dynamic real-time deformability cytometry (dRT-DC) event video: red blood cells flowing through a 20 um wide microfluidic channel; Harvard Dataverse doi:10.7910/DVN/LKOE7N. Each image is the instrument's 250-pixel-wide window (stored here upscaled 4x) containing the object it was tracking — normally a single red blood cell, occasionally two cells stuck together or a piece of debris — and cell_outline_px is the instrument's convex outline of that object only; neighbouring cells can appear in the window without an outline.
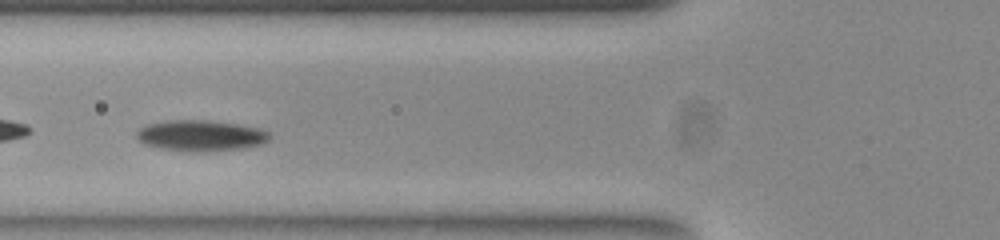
{"species": "common noctule bat (a hibernating species)", "species_latin": "Nyctalus noctula", "temperature_condition": "room temperature", "stored_images_in_passage": 33, "camera_frame_rate_fps": 3000, "um_per_image_px": 0.085, "animal": {"sex": "female", "body_mass_g": 23.0, "forearm_length_mm": 53.4}, "frame": {"image": 1, "passage_image": 6, "time_ms": 1.667, "image_size_px": [1000, 240], "cell_outline_px": [[268, 140], [260, 144], [244, 148], [208, 152], [180, 152], [144, 144], [136, 136], [136, 132], [140, 128], [148, 124], [168, 120], [208, 120], [236, 124], [260, 128], [268, 132]], "centroid_in_image_um": [17.03, 11.54], "position_along_channel_um": 108.8, "area_um2": 24.04}, "authors_computed_cell_mechanics": {"area_um2": 23.1778, "velocity_mm_per_s": 3.7613, "shape_relaxation_time_tau1_ms": 2.9526, "shape_relaxation_time_tau2_ms": null, "deformation_change_tau1": 0.1024, "deformation_change_tau2": null}}